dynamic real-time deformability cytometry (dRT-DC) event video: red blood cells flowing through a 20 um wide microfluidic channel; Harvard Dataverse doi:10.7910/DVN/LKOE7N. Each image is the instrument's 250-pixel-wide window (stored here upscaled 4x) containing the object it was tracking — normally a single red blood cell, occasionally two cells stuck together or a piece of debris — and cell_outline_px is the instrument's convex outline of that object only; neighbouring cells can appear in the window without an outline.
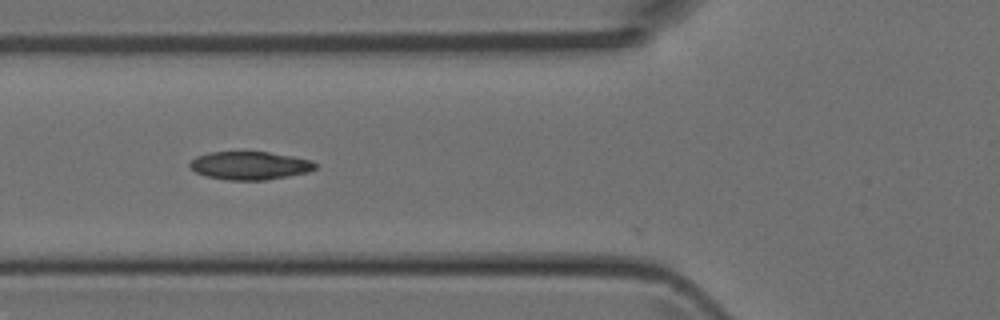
{"species": "Egyptian fruit bat (a non-hibernating species)", "species_latin": "Rousettus aegyptiacus", "temperature_condition": "room temperature", "stored_images_in_passage": 4, "camera_frame_rate_fps": 3000, "um_per_image_px": 0.085, "animal": {"sex": "female"}, "frame": {"image": 1, "passage_image": 2, "time_ms": 0.333, "image_size_px": [1000, 320], "cell_outline_px": [[316, 168], [308, 172], [288, 176], [264, 180], [228, 180], [204, 176], [196, 172], [188, 164], [196, 156], [208, 152], [268, 152], [292, 156], [312, 160], [316, 164]], "centroid_in_image_um": [21.22, 14.07], "position_along_channel_um": 104.6, "area_um2": 20.58}}